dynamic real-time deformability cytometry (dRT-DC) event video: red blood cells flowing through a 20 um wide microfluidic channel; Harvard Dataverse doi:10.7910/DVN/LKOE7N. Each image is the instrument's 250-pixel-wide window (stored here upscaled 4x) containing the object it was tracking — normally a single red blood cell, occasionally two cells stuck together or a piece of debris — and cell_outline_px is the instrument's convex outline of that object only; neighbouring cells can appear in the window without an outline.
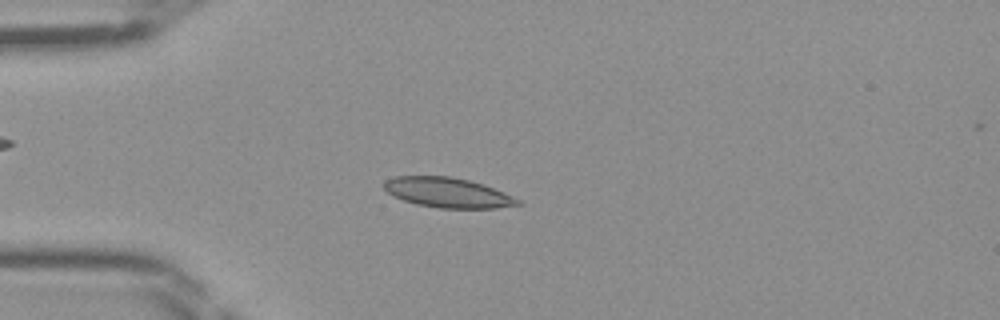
{"species": "Egyptian fruit bat (a non-hibernating species)", "species_latin": "Rousettus aegyptiacus", "temperature_condition": "room temperature", "stored_images_in_passage": 46, "camera_frame_rate_fps": 3000, "um_per_image_px": 0.085, "frame": {"image": 1, "passage_image": 12, "time_ms": 3.667, "image_size_px": [1000, 320], "cell_outline_px": [[524, 204], [496, 208], [440, 208], [416, 204], [404, 200], [388, 192], [384, 188], [384, 180], [392, 176], [452, 176], [484, 184], [524, 200]], "centroid_in_image_um": [38.12, 16.37], "position_along_channel_um": 46.9, "area_um2": 23.52}}
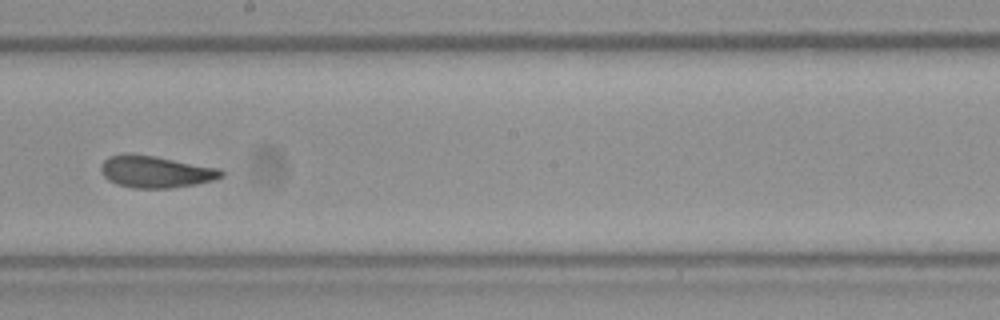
{"frame": {"image": 2, "passage_image": 26, "time_ms": 8.333, "image_size_px": [1000, 320], "cell_outline_px": [[224, 176], [212, 180], [196, 184], [172, 188], [132, 188], [116, 184], [108, 180], [100, 172], [100, 164], [108, 156], [124, 152], [132, 152], [156, 156], [220, 168], [224, 172]], "centroid_in_image_um": [13.18, 14.57], "position_along_channel_um": 235.0, "area_um2": 22.89}}
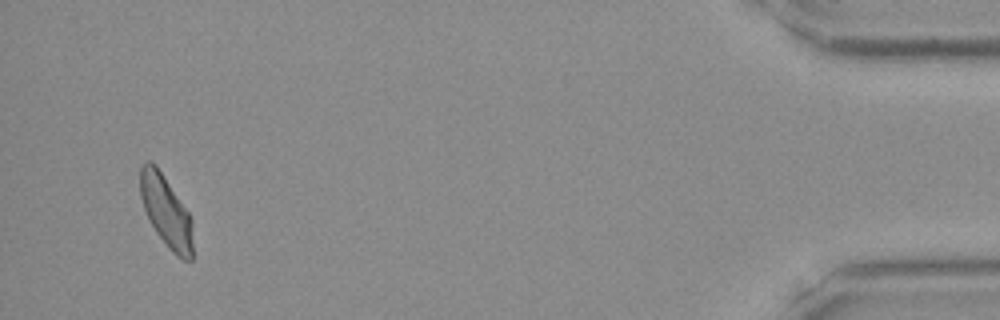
{"frame": {"image": 3, "passage_image": 44, "time_ms": 14.333, "image_size_px": [1000, 320], "cell_outline_px": [[192, 260], [184, 260], [176, 256], [168, 248], [156, 232], [148, 220], [140, 196], [140, 168], [144, 160], [152, 160], [156, 164], [188, 212], [192, 220]], "centroid_in_image_um": [14.09, 17.94], "position_along_channel_um": 421.1, "area_um2": 22.02}}